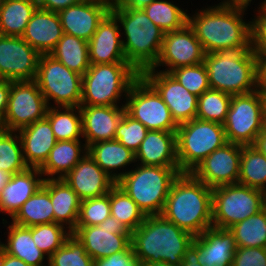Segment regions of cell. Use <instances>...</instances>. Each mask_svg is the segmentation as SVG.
Returning <instances> with one entry per match:
<instances>
[{"label":"cell","instance_id":"836d02e7","mask_svg":"<svg viewBox=\"0 0 266 266\" xmlns=\"http://www.w3.org/2000/svg\"><path fill=\"white\" fill-rule=\"evenodd\" d=\"M49 55L82 76L90 68L88 41L67 33L63 34Z\"/></svg>","mask_w":266,"mask_h":266},{"label":"cell","instance_id":"f5cc1de1","mask_svg":"<svg viewBox=\"0 0 266 266\" xmlns=\"http://www.w3.org/2000/svg\"><path fill=\"white\" fill-rule=\"evenodd\" d=\"M180 266H202L198 261V249L193 244L185 250Z\"/></svg>","mask_w":266,"mask_h":266},{"label":"cell","instance_id":"2e32d148","mask_svg":"<svg viewBox=\"0 0 266 266\" xmlns=\"http://www.w3.org/2000/svg\"><path fill=\"white\" fill-rule=\"evenodd\" d=\"M140 75L161 96L178 125L196 118L198 97L190 93L170 73L149 68Z\"/></svg>","mask_w":266,"mask_h":266},{"label":"cell","instance_id":"d6a6232c","mask_svg":"<svg viewBox=\"0 0 266 266\" xmlns=\"http://www.w3.org/2000/svg\"><path fill=\"white\" fill-rule=\"evenodd\" d=\"M37 8V0H2L0 3V35L22 37Z\"/></svg>","mask_w":266,"mask_h":266},{"label":"cell","instance_id":"f6af8a7d","mask_svg":"<svg viewBox=\"0 0 266 266\" xmlns=\"http://www.w3.org/2000/svg\"><path fill=\"white\" fill-rule=\"evenodd\" d=\"M111 216L109 193L81 201L76 226L99 225Z\"/></svg>","mask_w":266,"mask_h":266},{"label":"cell","instance_id":"9c48e42d","mask_svg":"<svg viewBox=\"0 0 266 266\" xmlns=\"http://www.w3.org/2000/svg\"><path fill=\"white\" fill-rule=\"evenodd\" d=\"M223 126L227 142L253 145L266 127L264 98L261 90L232 95Z\"/></svg>","mask_w":266,"mask_h":266},{"label":"cell","instance_id":"03108f58","mask_svg":"<svg viewBox=\"0 0 266 266\" xmlns=\"http://www.w3.org/2000/svg\"><path fill=\"white\" fill-rule=\"evenodd\" d=\"M137 266H148L146 264L138 263Z\"/></svg>","mask_w":266,"mask_h":266},{"label":"cell","instance_id":"4316f807","mask_svg":"<svg viewBox=\"0 0 266 266\" xmlns=\"http://www.w3.org/2000/svg\"><path fill=\"white\" fill-rule=\"evenodd\" d=\"M23 156L28 167L40 168L57 140L46 117L18 130Z\"/></svg>","mask_w":266,"mask_h":266},{"label":"cell","instance_id":"ab89813d","mask_svg":"<svg viewBox=\"0 0 266 266\" xmlns=\"http://www.w3.org/2000/svg\"><path fill=\"white\" fill-rule=\"evenodd\" d=\"M27 168L19 133L0 128V169L13 175Z\"/></svg>","mask_w":266,"mask_h":266},{"label":"cell","instance_id":"9f6ffc18","mask_svg":"<svg viewBox=\"0 0 266 266\" xmlns=\"http://www.w3.org/2000/svg\"><path fill=\"white\" fill-rule=\"evenodd\" d=\"M259 87H266V52L258 53Z\"/></svg>","mask_w":266,"mask_h":266},{"label":"cell","instance_id":"7bdbcfd3","mask_svg":"<svg viewBox=\"0 0 266 266\" xmlns=\"http://www.w3.org/2000/svg\"><path fill=\"white\" fill-rule=\"evenodd\" d=\"M71 234L72 232L65 229V226L55 222L32 226L33 241L48 258L65 243Z\"/></svg>","mask_w":266,"mask_h":266},{"label":"cell","instance_id":"94428289","mask_svg":"<svg viewBox=\"0 0 266 266\" xmlns=\"http://www.w3.org/2000/svg\"><path fill=\"white\" fill-rule=\"evenodd\" d=\"M259 89L261 90L262 94H263V98H264V107H265V113H266V87H259Z\"/></svg>","mask_w":266,"mask_h":266},{"label":"cell","instance_id":"e575fe53","mask_svg":"<svg viewBox=\"0 0 266 266\" xmlns=\"http://www.w3.org/2000/svg\"><path fill=\"white\" fill-rule=\"evenodd\" d=\"M46 118L51 124L57 141L80 140L79 138L82 136V115L79 107L51 106L47 110Z\"/></svg>","mask_w":266,"mask_h":266},{"label":"cell","instance_id":"11a10c76","mask_svg":"<svg viewBox=\"0 0 266 266\" xmlns=\"http://www.w3.org/2000/svg\"><path fill=\"white\" fill-rule=\"evenodd\" d=\"M0 266H29L23 260L0 250Z\"/></svg>","mask_w":266,"mask_h":266},{"label":"cell","instance_id":"bcb514c9","mask_svg":"<svg viewBox=\"0 0 266 266\" xmlns=\"http://www.w3.org/2000/svg\"><path fill=\"white\" fill-rule=\"evenodd\" d=\"M148 131L149 130L140 121L133 119L124 112L116 129L115 140L136 153Z\"/></svg>","mask_w":266,"mask_h":266},{"label":"cell","instance_id":"4fadbf2b","mask_svg":"<svg viewBox=\"0 0 266 266\" xmlns=\"http://www.w3.org/2000/svg\"><path fill=\"white\" fill-rule=\"evenodd\" d=\"M48 108L35 80L11 81L8 106L0 128L17 132L46 117Z\"/></svg>","mask_w":266,"mask_h":266},{"label":"cell","instance_id":"4dcf8cb0","mask_svg":"<svg viewBox=\"0 0 266 266\" xmlns=\"http://www.w3.org/2000/svg\"><path fill=\"white\" fill-rule=\"evenodd\" d=\"M11 219L13 223L24 227L54 223L53 205L48 193V178H45L41 188L25 201Z\"/></svg>","mask_w":266,"mask_h":266},{"label":"cell","instance_id":"9a60e30c","mask_svg":"<svg viewBox=\"0 0 266 266\" xmlns=\"http://www.w3.org/2000/svg\"><path fill=\"white\" fill-rule=\"evenodd\" d=\"M205 51L197 39L193 28L187 23L183 28L164 33L162 49L155 65L151 68L157 70L159 66H168L164 72L203 63Z\"/></svg>","mask_w":266,"mask_h":266},{"label":"cell","instance_id":"1f68e13d","mask_svg":"<svg viewBox=\"0 0 266 266\" xmlns=\"http://www.w3.org/2000/svg\"><path fill=\"white\" fill-rule=\"evenodd\" d=\"M11 223L8 226L7 243H2L1 249L9 255L23 260L29 266H45L43 260L46 254L35 245L32 238V227Z\"/></svg>","mask_w":266,"mask_h":266},{"label":"cell","instance_id":"816d5d0a","mask_svg":"<svg viewBox=\"0 0 266 266\" xmlns=\"http://www.w3.org/2000/svg\"><path fill=\"white\" fill-rule=\"evenodd\" d=\"M10 89H11V81L2 79L0 81V124L3 120V117L5 115L8 106Z\"/></svg>","mask_w":266,"mask_h":266},{"label":"cell","instance_id":"d4e9b609","mask_svg":"<svg viewBox=\"0 0 266 266\" xmlns=\"http://www.w3.org/2000/svg\"><path fill=\"white\" fill-rule=\"evenodd\" d=\"M63 34L58 13L37 8L22 38L41 55L50 54Z\"/></svg>","mask_w":266,"mask_h":266},{"label":"cell","instance_id":"f907efd6","mask_svg":"<svg viewBox=\"0 0 266 266\" xmlns=\"http://www.w3.org/2000/svg\"><path fill=\"white\" fill-rule=\"evenodd\" d=\"M84 0H37L38 8L51 12H60L69 6L79 4Z\"/></svg>","mask_w":266,"mask_h":266},{"label":"cell","instance_id":"484cf974","mask_svg":"<svg viewBox=\"0 0 266 266\" xmlns=\"http://www.w3.org/2000/svg\"><path fill=\"white\" fill-rule=\"evenodd\" d=\"M42 176L39 168L34 167L11 175L0 193V211L12 218L25 201L41 188L45 180Z\"/></svg>","mask_w":266,"mask_h":266},{"label":"cell","instance_id":"603a6c76","mask_svg":"<svg viewBox=\"0 0 266 266\" xmlns=\"http://www.w3.org/2000/svg\"><path fill=\"white\" fill-rule=\"evenodd\" d=\"M192 244L198 249L202 266H232L237 245L229 229L211 227L194 236Z\"/></svg>","mask_w":266,"mask_h":266},{"label":"cell","instance_id":"8fae6325","mask_svg":"<svg viewBox=\"0 0 266 266\" xmlns=\"http://www.w3.org/2000/svg\"><path fill=\"white\" fill-rule=\"evenodd\" d=\"M35 81L48 106L79 107L82 99V75L68 69L49 54H41Z\"/></svg>","mask_w":266,"mask_h":266},{"label":"cell","instance_id":"6da1fadb","mask_svg":"<svg viewBox=\"0 0 266 266\" xmlns=\"http://www.w3.org/2000/svg\"><path fill=\"white\" fill-rule=\"evenodd\" d=\"M161 215L193 236L212 227V189L191 172L173 182Z\"/></svg>","mask_w":266,"mask_h":266},{"label":"cell","instance_id":"5b68a950","mask_svg":"<svg viewBox=\"0 0 266 266\" xmlns=\"http://www.w3.org/2000/svg\"><path fill=\"white\" fill-rule=\"evenodd\" d=\"M111 13L122 26L126 40L122 46L127 62L141 74L157 62L164 32L153 23L143 9L118 8L113 2Z\"/></svg>","mask_w":266,"mask_h":266},{"label":"cell","instance_id":"30bf717a","mask_svg":"<svg viewBox=\"0 0 266 266\" xmlns=\"http://www.w3.org/2000/svg\"><path fill=\"white\" fill-rule=\"evenodd\" d=\"M264 191L239 183L212 189V226L228 229L263 209Z\"/></svg>","mask_w":266,"mask_h":266},{"label":"cell","instance_id":"8992f818","mask_svg":"<svg viewBox=\"0 0 266 266\" xmlns=\"http://www.w3.org/2000/svg\"><path fill=\"white\" fill-rule=\"evenodd\" d=\"M179 167L137 165L134 170L120 172L116 184L139 206L146 216L161 215Z\"/></svg>","mask_w":266,"mask_h":266},{"label":"cell","instance_id":"cb8c5ba5","mask_svg":"<svg viewBox=\"0 0 266 266\" xmlns=\"http://www.w3.org/2000/svg\"><path fill=\"white\" fill-rule=\"evenodd\" d=\"M141 165L179 167L176 131L149 130L135 153V162Z\"/></svg>","mask_w":266,"mask_h":266},{"label":"cell","instance_id":"ffe728a7","mask_svg":"<svg viewBox=\"0 0 266 266\" xmlns=\"http://www.w3.org/2000/svg\"><path fill=\"white\" fill-rule=\"evenodd\" d=\"M63 179L75 191L81 201L103 196L109 193L116 184L88 153Z\"/></svg>","mask_w":266,"mask_h":266},{"label":"cell","instance_id":"7a4b0ae2","mask_svg":"<svg viewBox=\"0 0 266 266\" xmlns=\"http://www.w3.org/2000/svg\"><path fill=\"white\" fill-rule=\"evenodd\" d=\"M194 236L162 215L146 216L131 232V245L139 263H167L180 266Z\"/></svg>","mask_w":266,"mask_h":266},{"label":"cell","instance_id":"277c9868","mask_svg":"<svg viewBox=\"0 0 266 266\" xmlns=\"http://www.w3.org/2000/svg\"><path fill=\"white\" fill-rule=\"evenodd\" d=\"M245 11L218 3L191 17L188 15V24L206 54L230 47L251 46L250 22L245 23L242 19Z\"/></svg>","mask_w":266,"mask_h":266},{"label":"cell","instance_id":"5bb4252c","mask_svg":"<svg viewBox=\"0 0 266 266\" xmlns=\"http://www.w3.org/2000/svg\"><path fill=\"white\" fill-rule=\"evenodd\" d=\"M72 234L94 261L126 250L131 245V232L112 216L99 225L76 226Z\"/></svg>","mask_w":266,"mask_h":266},{"label":"cell","instance_id":"ee69618b","mask_svg":"<svg viewBox=\"0 0 266 266\" xmlns=\"http://www.w3.org/2000/svg\"><path fill=\"white\" fill-rule=\"evenodd\" d=\"M170 74L190 93L197 97L210 89L208 73L204 63L179 67L172 70Z\"/></svg>","mask_w":266,"mask_h":266},{"label":"cell","instance_id":"e0dca14e","mask_svg":"<svg viewBox=\"0 0 266 266\" xmlns=\"http://www.w3.org/2000/svg\"><path fill=\"white\" fill-rule=\"evenodd\" d=\"M242 145L227 142L201 161L191 173L211 189L239 180Z\"/></svg>","mask_w":266,"mask_h":266},{"label":"cell","instance_id":"7dc6e473","mask_svg":"<svg viewBox=\"0 0 266 266\" xmlns=\"http://www.w3.org/2000/svg\"><path fill=\"white\" fill-rule=\"evenodd\" d=\"M232 266H266V248L237 247Z\"/></svg>","mask_w":266,"mask_h":266},{"label":"cell","instance_id":"d6986e66","mask_svg":"<svg viewBox=\"0 0 266 266\" xmlns=\"http://www.w3.org/2000/svg\"><path fill=\"white\" fill-rule=\"evenodd\" d=\"M108 0H84L58 12L63 32L89 41L111 12Z\"/></svg>","mask_w":266,"mask_h":266},{"label":"cell","instance_id":"f35d334b","mask_svg":"<svg viewBox=\"0 0 266 266\" xmlns=\"http://www.w3.org/2000/svg\"><path fill=\"white\" fill-rule=\"evenodd\" d=\"M143 10L164 33L179 30L188 23V14L184 9L166 0L153 1Z\"/></svg>","mask_w":266,"mask_h":266},{"label":"cell","instance_id":"ac0fdd59","mask_svg":"<svg viewBox=\"0 0 266 266\" xmlns=\"http://www.w3.org/2000/svg\"><path fill=\"white\" fill-rule=\"evenodd\" d=\"M40 54L22 37L0 35V77L31 81L37 75Z\"/></svg>","mask_w":266,"mask_h":266},{"label":"cell","instance_id":"be15d7a7","mask_svg":"<svg viewBox=\"0 0 266 266\" xmlns=\"http://www.w3.org/2000/svg\"><path fill=\"white\" fill-rule=\"evenodd\" d=\"M263 209L266 211V191L264 192L263 196Z\"/></svg>","mask_w":266,"mask_h":266},{"label":"cell","instance_id":"44dd1931","mask_svg":"<svg viewBox=\"0 0 266 266\" xmlns=\"http://www.w3.org/2000/svg\"><path fill=\"white\" fill-rule=\"evenodd\" d=\"M122 106L80 105L82 115V137L88 147L107 140H115L116 129L125 112Z\"/></svg>","mask_w":266,"mask_h":266},{"label":"cell","instance_id":"83f0119b","mask_svg":"<svg viewBox=\"0 0 266 266\" xmlns=\"http://www.w3.org/2000/svg\"><path fill=\"white\" fill-rule=\"evenodd\" d=\"M48 193L53 205L54 222L71 232L77 225L81 199L64 179L48 178Z\"/></svg>","mask_w":266,"mask_h":266},{"label":"cell","instance_id":"d590c367","mask_svg":"<svg viewBox=\"0 0 266 266\" xmlns=\"http://www.w3.org/2000/svg\"><path fill=\"white\" fill-rule=\"evenodd\" d=\"M238 183L266 191V157L253 145H242Z\"/></svg>","mask_w":266,"mask_h":266},{"label":"cell","instance_id":"91938a15","mask_svg":"<svg viewBox=\"0 0 266 266\" xmlns=\"http://www.w3.org/2000/svg\"><path fill=\"white\" fill-rule=\"evenodd\" d=\"M11 175L9 173L4 172L0 169V193L4 188L5 184L9 181Z\"/></svg>","mask_w":266,"mask_h":266},{"label":"cell","instance_id":"680465c9","mask_svg":"<svg viewBox=\"0 0 266 266\" xmlns=\"http://www.w3.org/2000/svg\"><path fill=\"white\" fill-rule=\"evenodd\" d=\"M251 1L252 0H224L219 4L233 7V8H241V9L246 10V7H248V5H250Z\"/></svg>","mask_w":266,"mask_h":266},{"label":"cell","instance_id":"db71d44e","mask_svg":"<svg viewBox=\"0 0 266 266\" xmlns=\"http://www.w3.org/2000/svg\"><path fill=\"white\" fill-rule=\"evenodd\" d=\"M156 0H114V4L118 8L127 9H143L145 6L151 4Z\"/></svg>","mask_w":266,"mask_h":266},{"label":"cell","instance_id":"52a82bcc","mask_svg":"<svg viewBox=\"0 0 266 266\" xmlns=\"http://www.w3.org/2000/svg\"><path fill=\"white\" fill-rule=\"evenodd\" d=\"M139 76L128 62L90 65L82 76L80 105L118 106L123 93L127 95L131 84Z\"/></svg>","mask_w":266,"mask_h":266},{"label":"cell","instance_id":"74e56055","mask_svg":"<svg viewBox=\"0 0 266 266\" xmlns=\"http://www.w3.org/2000/svg\"><path fill=\"white\" fill-rule=\"evenodd\" d=\"M110 213L130 232L136 230L146 218L139 206L117 184L110 190Z\"/></svg>","mask_w":266,"mask_h":266},{"label":"cell","instance_id":"681fc988","mask_svg":"<svg viewBox=\"0 0 266 266\" xmlns=\"http://www.w3.org/2000/svg\"><path fill=\"white\" fill-rule=\"evenodd\" d=\"M138 258L130 245L126 250L94 261V266H137Z\"/></svg>","mask_w":266,"mask_h":266},{"label":"cell","instance_id":"7c38bea8","mask_svg":"<svg viewBox=\"0 0 266 266\" xmlns=\"http://www.w3.org/2000/svg\"><path fill=\"white\" fill-rule=\"evenodd\" d=\"M127 96V98H126ZM125 96V112L148 130L176 131L178 124L157 91L140 75Z\"/></svg>","mask_w":266,"mask_h":266},{"label":"cell","instance_id":"6125c7cd","mask_svg":"<svg viewBox=\"0 0 266 266\" xmlns=\"http://www.w3.org/2000/svg\"><path fill=\"white\" fill-rule=\"evenodd\" d=\"M148 266H173V265H170V264H167V263H154V264H151V265H148Z\"/></svg>","mask_w":266,"mask_h":266},{"label":"cell","instance_id":"7402d4cb","mask_svg":"<svg viewBox=\"0 0 266 266\" xmlns=\"http://www.w3.org/2000/svg\"><path fill=\"white\" fill-rule=\"evenodd\" d=\"M121 27L110 12L88 41L90 65L127 62L120 36Z\"/></svg>","mask_w":266,"mask_h":266},{"label":"cell","instance_id":"f546056e","mask_svg":"<svg viewBox=\"0 0 266 266\" xmlns=\"http://www.w3.org/2000/svg\"><path fill=\"white\" fill-rule=\"evenodd\" d=\"M87 153L115 182L120 179V173H114L135 162V153L117 140H107L91 144Z\"/></svg>","mask_w":266,"mask_h":266},{"label":"cell","instance_id":"8d00e7d4","mask_svg":"<svg viewBox=\"0 0 266 266\" xmlns=\"http://www.w3.org/2000/svg\"><path fill=\"white\" fill-rule=\"evenodd\" d=\"M228 229L233 234L237 247L266 248V211L264 209Z\"/></svg>","mask_w":266,"mask_h":266},{"label":"cell","instance_id":"60d3db41","mask_svg":"<svg viewBox=\"0 0 266 266\" xmlns=\"http://www.w3.org/2000/svg\"><path fill=\"white\" fill-rule=\"evenodd\" d=\"M232 95L209 89L198 97L196 118L224 124Z\"/></svg>","mask_w":266,"mask_h":266},{"label":"cell","instance_id":"6f0895ef","mask_svg":"<svg viewBox=\"0 0 266 266\" xmlns=\"http://www.w3.org/2000/svg\"><path fill=\"white\" fill-rule=\"evenodd\" d=\"M266 157V127L258 135L253 144Z\"/></svg>","mask_w":266,"mask_h":266},{"label":"cell","instance_id":"c3c4849f","mask_svg":"<svg viewBox=\"0 0 266 266\" xmlns=\"http://www.w3.org/2000/svg\"><path fill=\"white\" fill-rule=\"evenodd\" d=\"M259 9L258 16L250 21L251 49L256 54L266 52V10Z\"/></svg>","mask_w":266,"mask_h":266},{"label":"cell","instance_id":"b9f144b4","mask_svg":"<svg viewBox=\"0 0 266 266\" xmlns=\"http://www.w3.org/2000/svg\"><path fill=\"white\" fill-rule=\"evenodd\" d=\"M48 266H94L83 244L71 234L49 258Z\"/></svg>","mask_w":266,"mask_h":266},{"label":"cell","instance_id":"e7e4bbea","mask_svg":"<svg viewBox=\"0 0 266 266\" xmlns=\"http://www.w3.org/2000/svg\"><path fill=\"white\" fill-rule=\"evenodd\" d=\"M260 7H263L266 10V0L260 3Z\"/></svg>","mask_w":266,"mask_h":266},{"label":"cell","instance_id":"3957f363","mask_svg":"<svg viewBox=\"0 0 266 266\" xmlns=\"http://www.w3.org/2000/svg\"><path fill=\"white\" fill-rule=\"evenodd\" d=\"M203 63L210 89L230 95L259 89L258 55L251 46H236L207 53Z\"/></svg>","mask_w":266,"mask_h":266},{"label":"cell","instance_id":"ba28073f","mask_svg":"<svg viewBox=\"0 0 266 266\" xmlns=\"http://www.w3.org/2000/svg\"><path fill=\"white\" fill-rule=\"evenodd\" d=\"M227 143L223 124L198 118L176 130L177 159L181 172H191L213 151Z\"/></svg>","mask_w":266,"mask_h":266},{"label":"cell","instance_id":"f1b7e54d","mask_svg":"<svg viewBox=\"0 0 266 266\" xmlns=\"http://www.w3.org/2000/svg\"><path fill=\"white\" fill-rule=\"evenodd\" d=\"M80 141L81 140L57 141L50 150L47 160L39 168L43 176H50V179H54V175L59 174L57 179H63L87 153V146L85 144L81 145Z\"/></svg>","mask_w":266,"mask_h":266}]
</instances>
